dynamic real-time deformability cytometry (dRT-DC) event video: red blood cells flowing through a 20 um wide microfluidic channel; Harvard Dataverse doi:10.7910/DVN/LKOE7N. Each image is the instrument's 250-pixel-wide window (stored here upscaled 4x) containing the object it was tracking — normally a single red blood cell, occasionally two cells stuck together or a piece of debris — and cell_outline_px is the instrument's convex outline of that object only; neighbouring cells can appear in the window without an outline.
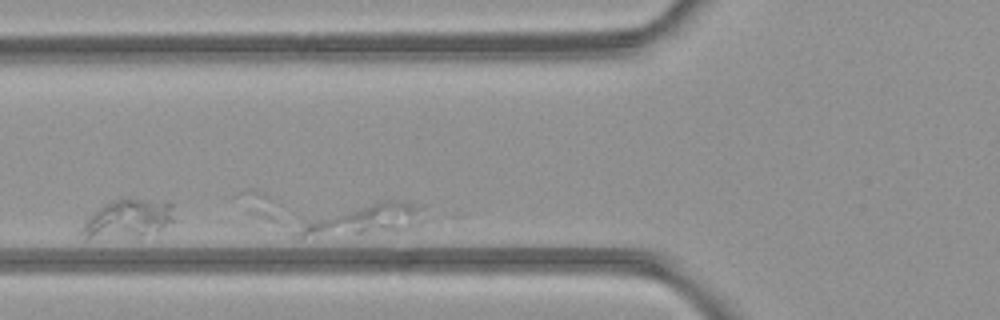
{"species": "common noctule bat (a hibernating species)", "species_latin": "Nyctalus noctula", "temperature_condition": "room temperature", "stored_images_in_passage": 2, "camera_frame_rate_fps": 3000, "um_per_image_px": 0.085, "animal": {"sex": "female", "body_mass_g": 21.9}, "frame": {"image": 1, "passage_image": 2, "time_ms": 1.333, "image_size_px": [1000, 320], "cell_outline_px": [[428, 204], [412, 228], [392, 232], [304, 240], [296, 240], [292, 236], [292, 232], [296, 216], [376, 200], [404, 200]], "centroid_in_image_um": [30.48, 18.68], "position_along_channel_um": 95.3, "area_um2": 26.82}}